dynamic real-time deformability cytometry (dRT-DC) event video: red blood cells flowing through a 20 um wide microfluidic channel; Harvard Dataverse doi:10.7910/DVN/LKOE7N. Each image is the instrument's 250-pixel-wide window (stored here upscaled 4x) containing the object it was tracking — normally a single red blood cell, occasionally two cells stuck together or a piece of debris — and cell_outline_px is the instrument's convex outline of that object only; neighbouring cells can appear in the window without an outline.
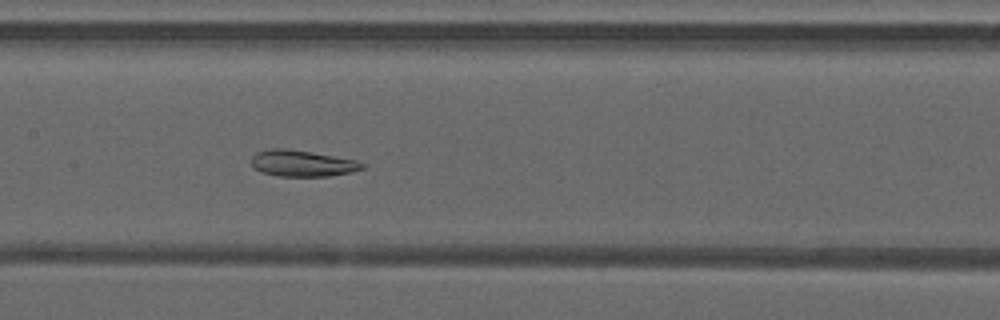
{"species": "common noctule bat (a hibernating species)", "species_latin": "Nyctalus noctula", "temperature_condition": "warm", "stored_images_in_passage": 48, "camera_frame_rate_fps": 3000, "um_per_image_px": 0.085, "animal": {"sex": "male", "forearm_length_mm": 52.5}, "frame": {"image": 1, "passage_image": 24, "time_ms": 7.667, "image_size_px": [1000, 320], "cell_outline_px": [[364, 168], [348, 172], [328, 176], [280, 176], [260, 172], [252, 164], [252, 156], [256, 152], [268, 148], [284, 148], [312, 152], [356, 160], [364, 164]], "centroid_in_image_um": [25.65, 13.87], "position_along_channel_um": 181.8, "area_um2": 16.82}}
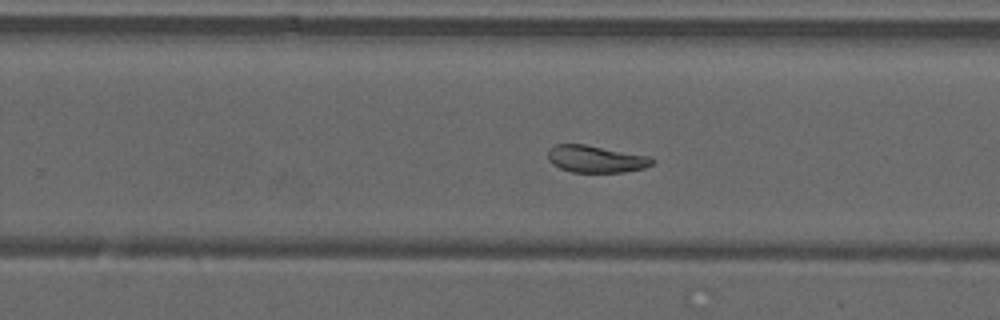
{"frame": {"image": 2, "passage_image": 31, "time_ms": 10.0, "image_size_px": [1000, 320], "cell_outline_px": [[656, 160], [652, 164], [644, 168], [624, 172], [572, 172], [560, 168], [552, 164], [548, 160], [548, 152], [556, 144], [584, 144], [652, 156]], "centroid_in_image_um": [50.69, 13.51], "position_along_channel_um": 279.1, "area_um2": 16.53}}
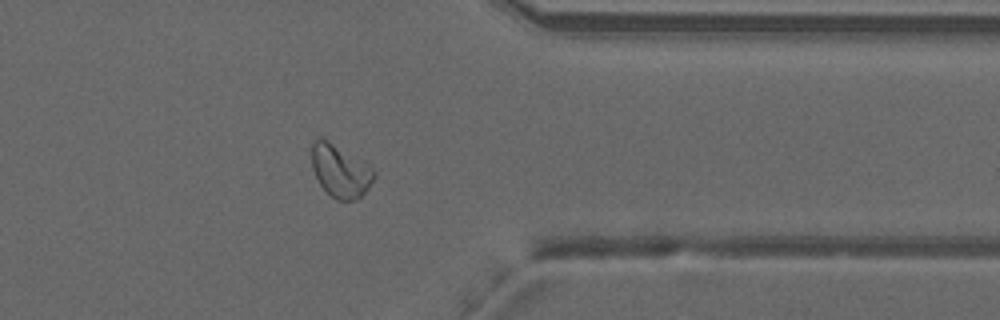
{"frame": {"image": 3, "passage_image": 39, "time_ms": 12.667, "image_size_px": [1000, 320], "cell_outline_px": [[376, 172], [368, 188], [356, 200], [336, 200], [320, 184], [312, 168], [312, 144], [320, 136], [328, 140]], "centroid_in_image_um": [28.88, 14.54], "position_along_channel_um": 382.5, "area_um2": 18.32}, "authors_computed_cell_mechanics": {"area_um2": 20.0277, "velocity_mm_per_s": 4.201, "shape_relaxation_time_tau1_ms": null, "shape_relaxation_time_tau2_ms": 4.8031, "deformation_change_tau1": null, "deformation_change_tau2": 0.1003}}